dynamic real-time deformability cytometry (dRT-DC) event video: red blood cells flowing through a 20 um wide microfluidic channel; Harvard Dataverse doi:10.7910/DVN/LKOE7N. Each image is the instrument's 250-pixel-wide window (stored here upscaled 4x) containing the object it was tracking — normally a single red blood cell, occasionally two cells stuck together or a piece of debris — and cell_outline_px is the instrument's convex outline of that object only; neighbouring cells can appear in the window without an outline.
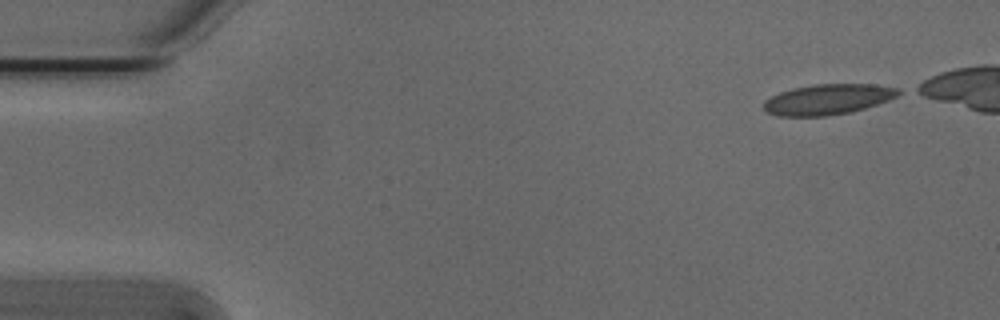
{"species": "Egyptian fruit bat (a non-hibernating species)", "species_latin": "Rousettus aegyptiacus", "temperature_condition": "cold", "stored_images_in_passage": 14, "camera_frame_rate_fps": 3000, "um_per_image_px": 0.085, "animal": {"sex": "male"}, "frame": {"image": 1, "passage_image": 1, "time_ms": 0.0, "image_size_px": [1000, 320], "cell_outline_px": [[904, 92], [888, 100], [852, 112], [824, 116], [780, 116], [768, 112], [764, 108], [764, 100], [780, 92], [792, 88], [812, 84], [872, 84], [900, 88]], "centroid_in_image_um": [70.39, 8.43], "position_along_channel_um": 14.6, "area_um2": 23.93}}
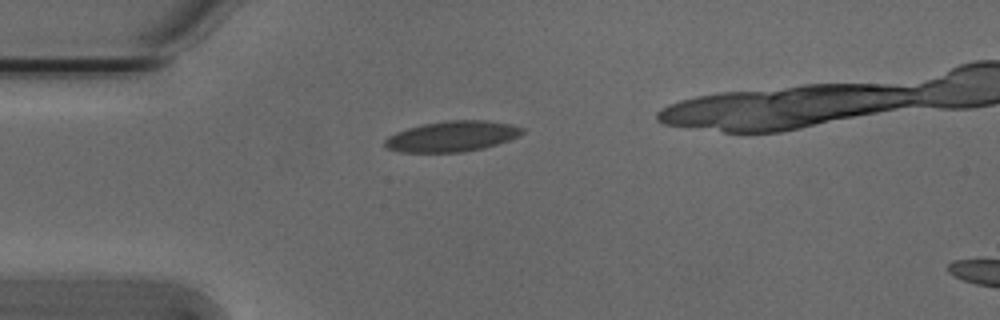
{"frame": {"image": 2, "passage_image": 11, "time_ms": 3.333, "image_size_px": [1000, 320], "cell_outline_px": [[524, 132], [508, 140], [484, 148], [460, 152], [400, 152], [388, 148], [384, 144], [384, 140], [388, 136], [396, 132], [408, 128], [424, 124], [448, 120], [484, 120], [512, 124], [524, 128]], "centroid_in_image_um": [38.42, 11.58], "position_along_channel_um": 46.6, "area_um2": 24.28}}